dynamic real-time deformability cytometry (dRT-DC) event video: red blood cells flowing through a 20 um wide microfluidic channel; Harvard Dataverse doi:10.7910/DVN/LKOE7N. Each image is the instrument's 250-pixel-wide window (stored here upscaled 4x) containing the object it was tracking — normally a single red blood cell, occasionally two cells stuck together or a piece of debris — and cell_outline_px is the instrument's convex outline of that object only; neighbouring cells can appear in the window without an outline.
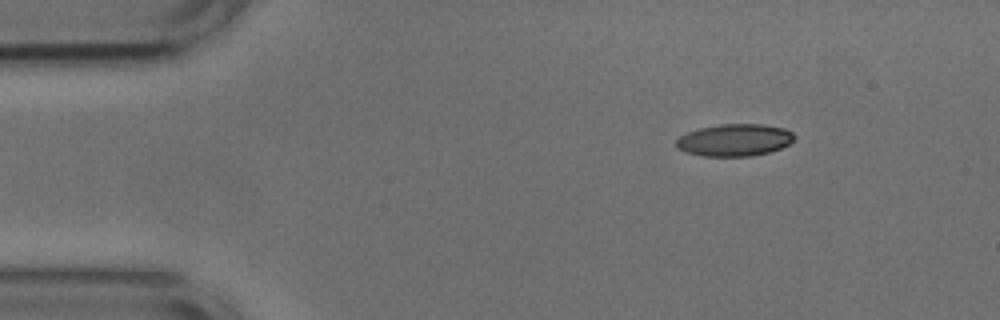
{"species": "common noctule bat (a hibernating species)", "species_latin": "Nyctalus noctula", "temperature_condition": "cold", "stored_images_in_passage": 47, "camera_frame_rate_fps": 3000, "um_per_image_px": 0.085, "animal": {"sex": "male", "body_mass_g": 17.9, "forearm_length_mm": 54.2}, "frame": {"image": 1, "passage_image": 1, "time_ms": 0.0, "image_size_px": [1000, 320], "cell_outline_px": [[796, 136], [788, 144], [780, 148], [768, 152], [752, 156], [704, 156], [684, 152], [676, 148], [676, 140], [680, 136], [688, 132], [700, 128], [720, 124], [760, 124], [784, 128], [792, 132]], "centroid_in_image_um": [62.41, 11.9], "position_along_channel_um": 22.6, "area_um2": 22.08}}
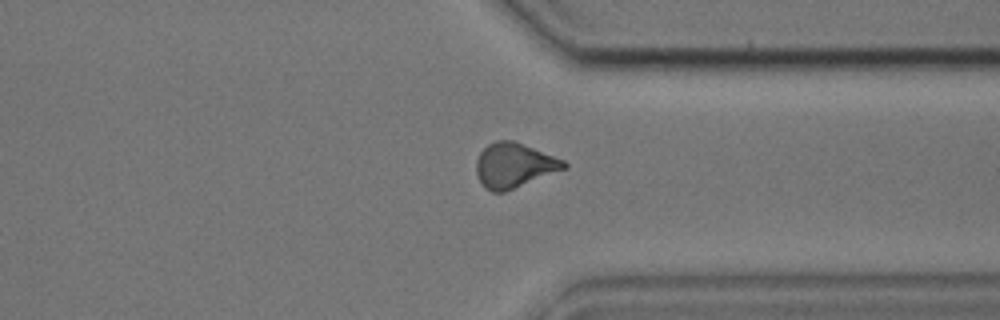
{"frame": {"image": 2, "passage_image": 34, "time_ms": 11.0, "image_size_px": [1000, 320], "cell_outline_px": [[568, 168], [504, 192], [492, 192], [484, 188], [476, 172], [476, 160], [480, 152], [488, 144], [496, 140], [516, 140], [564, 160], [568, 164]], "centroid_in_image_um": [43.71, 14.04], "position_along_channel_um": 367.7, "area_um2": 23.06}}
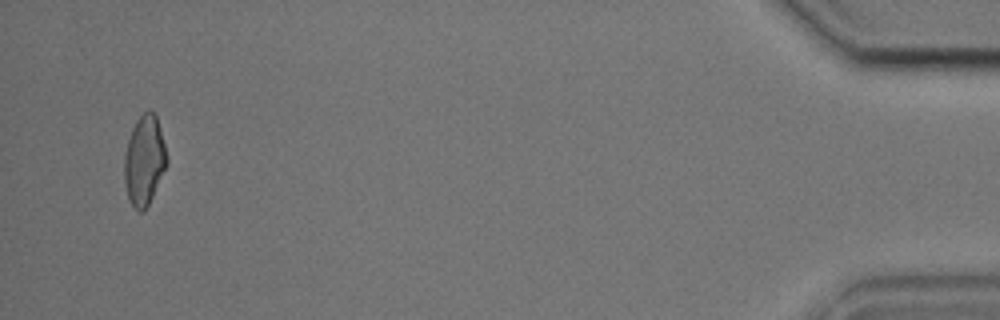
{"frame": {"image": 3, "passage_image": 45, "time_ms": 14.667, "image_size_px": [1000, 320], "cell_outline_px": [[168, 164], [144, 212], [140, 212], [128, 200], [124, 180], [124, 156], [128, 140], [132, 128], [136, 120], [144, 112], [152, 112], [156, 116], [168, 156]], "centroid_in_image_um": [12.26, 13.65], "position_along_channel_um": 422.9, "area_um2": 22.08}, "authors_computed_cell_mechanics": {"area_um2": 22.5998, "velocity_mm_per_s": 3.7519, "shape_relaxation_time_tau1_ms": 4.8027, "shape_relaxation_time_tau2_ms": 2.3406, "deformation_change_tau1": 0.1232, "deformation_change_tau2": 0.086}}